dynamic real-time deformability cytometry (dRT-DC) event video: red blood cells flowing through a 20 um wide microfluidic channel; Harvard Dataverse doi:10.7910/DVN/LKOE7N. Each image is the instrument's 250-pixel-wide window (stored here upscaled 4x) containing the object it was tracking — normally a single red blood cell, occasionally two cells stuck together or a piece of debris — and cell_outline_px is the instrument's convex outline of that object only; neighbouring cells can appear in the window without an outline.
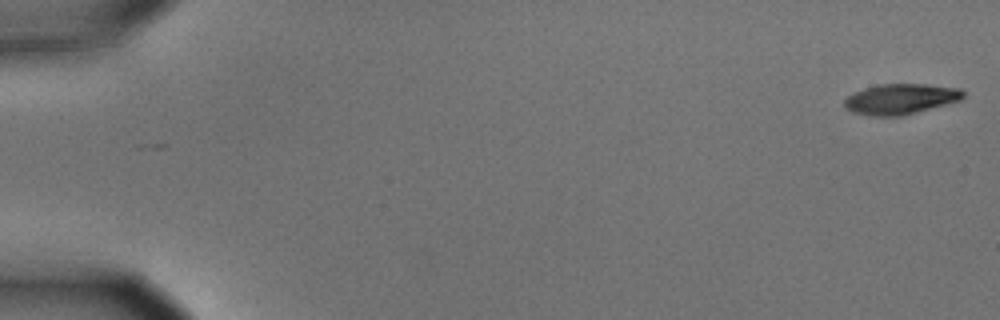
{"species": "common noctule bat (a hibernating species)", "species_latin": "Nyctalus noctula", "temperature_condition": "cold", "stored_images_in_passage": 5, "camera_frame_rate_fps": 3000, "um_per_image_px": 0.085, "animal": {"sex": "male", "body_mass_g": 15.6}, "frame": {"image": 1, "passage_image": 1, "time_ms": 0.0, "image_size_px": [1000, 320], "cell_outline_px": [[964, 96], [960, 100], [916, 112], [900, 116], [872, 116], [852, 112], [844, 108], [844, 100], [848, 96], [864, 88], [880, 84], [924, 84], [960, 88], [964, 92]], "centroid_in_image_um": [76.53, 8.41], "position_along_channel_um": 8.5, "area_um2": 20.92}}